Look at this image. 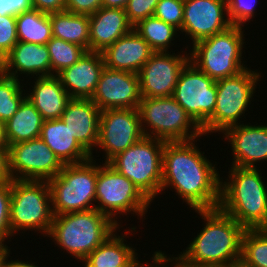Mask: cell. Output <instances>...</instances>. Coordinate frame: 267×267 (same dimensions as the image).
<instances>
[{"mask_svg":"<svg viewBox=\"0 0 267 267\" xmlns=\"http://www.w3.org/2000/svg\"><path fill=\"white\" fill-rule=\"evenodd\" d=\"M198 140L165 142L160 194L174 189L191 210L215 209L220 203L221 177L217 162L212 163L197 147Z\"/></svg>","mask_w":267,"mask_h":267,"instance_id":"obj_1","label":"cell"},{"mask_svg":"<svg viewBox=\"0 0 267 267\" xmlns=\"http://www.w3.org/2000/svg\"><path fill=\"white\" fill-rule=\"evenodd\" d=\"M194 211L204 220L203 228L175 258L183 265L193 266L231 267L239 264L246 229L219 207Z\"/></svg>","mask_w":267,"mask_h":267,"instance_id":"obj_2","label":"cell"},{"mask_svg":"<svg viewBox=\"0 0 267 267\" xmlns=\"http://www.w3.org/2000/svg\"><path fill=\"white\" fill-rule=\"evenodd\" d=\"M260 167H228L221 177L219 208L245 229H267V182Z\"/></svg>","mask_w":267,"mask_h":267,"instance_id":"obj_3","label":"cell"},{"mask_svg":"<svg viewBox=\"0 0 267 267\" xmlns=\"http://www.w3.org/2000/svg\"><path fill=\"white\" fill-rule=\"evenodd\" d=\"M119 227L106 214L93 208L54 215L47 236L63 252L81 262Z\"/></svg>","mask_w":267,"mask_h":267,"instance_id":"obj_4","label":"cell"},{"mask_svg":"<svg viewBox=\"0 0 267 267\" xmlns=\"http://www.w3.org/2000/svg\"><path fill=\"white\" fill-rule=\"evenodd\" d=\"M243 29L231 25L223 32L194 43L189 49V61L215 81L238 75L248 68L243 61L246 44Z\"/></svg>","mask_w":267,"mask_h":267,"instance_id":"obj_5","label":"cell"},{"mask_svg":"<svg viewBox=\"0 0 267 267\" xmlns=\"http://www.w3.org/2000/svg\"><path fill=\"white\" fill-rule=\"evenodd\" d=\"M261 75L257 69L248 67L238 75L216 81V105L213 115L201 127L204 135L222 134L227 128L243 122L240 119H244L245 112L250 109Z\"/></svg>","mask_w":267,"mask_h":267,"instance_id":"obj_6","label":"cell"},{"mask_svg":"<svg viewBox=\"0 0 267 267\" xmlns=\"http://www.w3.org/2000/svg\"><path fill=\"white\" fill-rule=\"evenodd\" d=\"M164 145L163 140L143 136L107 163L132 181L152 203L161 190Z\"/></svg>","mask_w":267,"mask_h":267,"instance_id":"obj_7","label":"cell"},{"mask_svg":"<svg viewBox=\"0 0 267 267\" xmlns=\"http://www.w3.org/2000/svg\"><path fill=\"white\" fill-rule=\"evenodd\" d=\"M51 191L47 180H11L12 235L34 231L47 237L53 222ZM18 232V233H17Z\"/></svg>","mask_w":267,"mask_h":267,"instance_id":"obj_8","label":"cell"},{"mask_svg":"<svg viewBox=\"0 0 267 267\" xmlns=\"http://www.w3.org/2000/svg\"><path fill=\"white\" fill-rule=\"evenodd\" d=\"M137 110L144 136L165 142L189 141L204 136L202 128L172 96L142 98Z\"/></svg>","mask_w":267,"mask_h":267,"instance_id":"obj_9","label":"cell"},{"mask_svg":"<svg viewBox=\"0 0 267 267\" xmlns=\"http://www.w3.org/2000/svg\"><path fill=\"white\" fill-rule=\"evenodd\" d=\"M96 158L78 164H64L59 174L48 180L53 215L95 208ZM94 204V205H93Z\"/></svg>","mask_w":267,"mask_h":267,"instance_id":"obj_10","label":"cell"},{"mask_svg":"<svg viewBox=\"0 0 267 267\" xmlns=\"http://www.w3.org/2000/svg\"><path fill=\"white\" fill-rule=\"evenodd\" d=\"M97 164V183L95 190V209L106 214L121 226L120 215L136 214L144 219L151 202L140 190L107 162ZM119 214V215H118ZM118 215V216H117ZM144 216V217H143ZM118 219V221H117ZM119 222V223H118Z\"/></svg>","mask_w":267,"mask_h":267,"instance_id":"obj_11","label":"cell"},{"mask_svg":"<svg viewBox=\"0 0 267 267\" xmlns=\"http://www.w3.org/2000/svg\"><path fill=\"white\" fill-rule=\"evenodd\" d=\"M216 96V81L189 61L179 74L175 101L202 127L214 113Z\"/></svg>","mask_w":267,"mask_h":267,"instance_id":"obj_12","label":"cell"},{"mask_svg":"<svg viewBox=\"0 0 267 267\" xmlns=\"http://www.w3.org/2000/svg\"><path fill=\"white\" fill-rule=\"evenodd\" d=\"M9 171L13 180H50L64 164L40 138L9 147Z\"/></svg>","mask_w":267,"mask_h":267,"instance_id":"obj_13","label":"cell"},{"mask_svg":"<svg viewBox=\"0 0 267 267\" xmlns=\"http://www.w3.org/2000/svg\"><path fill=\"white\" fill-rule=\"evenodd\" d=\"M137 109L101 111L97 149L103 151L104 162L125 151L143 137Z\"/></svg>","mask_w":267,"mask_h":267,"instance_id":"obj_14","label":"cell"},{"mask_svg":"<svg viewBox=\"0 0 267 267\" xmlns=\"http://www.w3.org/2000/svg\"><path fill=\"white\" fill-rule=\"evenodd\" d=\"M177 53L175 54V51L154 52L145 62L138 72L142 98L171 97L173 95L179 74L189 62L187 51L182 50Z\"/></svg>","mask_w":267,"mask_h":267,"instance_id":"obj_15","label":"cell"},{"mask_svg":"<svg viewBox=\"0 0 267 267\" xmlns=\"http://www.w3.org/2000/svg\"><path fill=\"white\" fill-rule=\"evenodd\" d=\"M226 0H184L180 35L191 39V45L223 32L231 26Z\"/></svg>","mask_w":267,"mask_h":267,"instance_id":"obj_16","label":"cell"},{"mask_svg":"<svg viewBox=\"0 0 267 267\" xmlns=\"http://www.w3.org/2000/svg\"><path fill=\"white\" fill-rule=\"evenodd\" d=\"M141 99L138 74L106 67L91 98L101 111L137 109Z\"/></svg>","mask_w":267,"mask_h":267,"instance_id":"obj_17","label":"cell"},{"mask_svg":"<svg viewBox=\"0 0 267 267\" xmlns=\"http://www.w3.org/2000/svg\"><path fill=\"white\" fill-rule=\"evenodd\" d=\"M222 134L223 139L231 146V166L257 168V165L266 163L267 124L253 125L243 122L227 128ZM260 162L261 164H258Z\"/></svg>","mask_w":267,"mask_h":267,"instance_id":"obj_18","label":"cell"},{"mask_svg":"<svg viewBox=\"0 0 267 267\" xmlns=\"http://www.w3.org/2000/svg\"><path fill=\"white\" fill-rule=\"evenodd\" d=\"M0 71L6 76L22 81L27 80L25 78L29 81L35 77H50V54L46 44L18 41L1 61ZM21 76L26 77L22 79Z\"/></svg>","mask_w":267,"mask_h":267,"instance_id":"obj_19","label":"cell"},{"mask_svg":"<svg viewBox=\"0 0 267 267\" xmlns=\"http://www.w3.org/2000/svg\"><path fill=\"white\" fill-rule=\"evenodd\" d=\"M100 114L101 110L91 99L71 98L60 118L91 158L98 143Z\"/></svg>","mask_w":267,"mask_h":267,"instance_id":"obj_20","label":"cell"},{"mask_svg":"<svg viewBox=\"0 0 267 267\" xmlns=\"http://www.w3.org/2000/svg\"><path fill=\"white\" fill-rule=\"evenodd\" d=\"M104 67L101 52L86 51L75 64L61 71L57 77L70 98L91 99Z\"/></svg>","mask_w":267,"mask_h":267,"instance_id":"obj_21","label":"cell"},{"mask_svg":"<svg viewBox=\"0 0 267 267\" xmlns=\"http://www.w3.org/2000/svg\"><path fill=\"white\" fill-rule=\"evenodd\" d=\"M154 52L133 28L105 48L101 54L106 68L138 74Z\"/></svg>","mask_w":267,"mask_h":267,"instance_id":"obj_22","label":"cell"},{"mask_svg":"<svg viewBox=\"0 0 267 267\" xmlns=\"http://www.w3.org/2000/svg\"><path fill=\"white\" fill-rule=\"evenodd\" d=\"M120 228L112 233L80 263L84 267H138L142 261H139L137 257V249L133 248L132 244H127L126 241L127 235L133 234L134 231L137 232V226L128 227L130 228L128 231L125 229L124 233L119 235L117 231L120 232Z\"/></svg>","mask_w":267,"mask_h":267,"instance_id":"obj_23","label":"cell"},{"mask_svg":"<svg viewBox=\"0 0 267 267\" xmlns=\"http://www.w3.org/2000/svg\"><path fill=\"white\" fill-rule=\"evenodd\" d=\"M89 17L90 51L102 52L133 29L125 9L101 7Z\"/></svg>","mask_w":267,"mask_h":267,"instance_id":"obj_24","label":"cell"},{"mask_svg":"<svg viewBox=\"0 0 267 267\" xmlns=\"http://www.w3.org/2000/svg\"><path fill=\"white\" fill-rule=\"evenodd\" d=\"M31 81L29 91H25L30 101L41 114L44 121L60 119L68 101L71 99L57 76L38 77ZM33 85V86H32Z\"/></svg>","mask_w":267,"mask_h":267,"instance_id":"obj_25","label":"cell"},{"mask_svg":"<svg viewBox=\"0 0 267 267\" xmlns=\"http://www.w3.org/2000/svg\"><path fill=\"white\" fill-rule=\"evenodd\" d=\"M39 137L63 164H78L91 159L61 119L44 121Z\"/></svg>","mask_w":267,"mask_h":267,"instance_id":"obj_26","label":"cell"},{"mask_svg":"<svg viewBox=\"0 0 267 267\" xmlns=\"http://www.w3.org/2000/svg\"><path fill=\"white\" fill-rule=\"evenodd\" d=\"M43 122L41 114L25 98L19 105L17 112L5 122L8 147L12 144L38 138Z\"/></svg>","mask_w":267,"mask_h":267,"instance_id":"obj_27","label":"cell"},{"mask_svg":"<svg viewBox=\"0 0 267 267\" xmlns=\"http://www.w3.org/2000/svg\"><path fill=\"white\" fill-rule=\"evenodd\" d=\"M52 36L69 43H74L90 51L89 26L90 17L68 11L50 13Z\"/></svg>","mask_w":267,"mask_h":267,"instance_id":"obj_28","label":"cell"},{"mask_svg":"<svg viewBox=\"0 0 267 267\" xmlns=\"http://www.w3.org/2000/svg\"><path fill=\"white\" fill-rule=\"evenodd\" d=\"M18 41L46 44L52 36L49 14L31 9L16 15Z\"/></svg>","mask_w":267,"mask_h":267,"instance_id":"obj_29","label":"cell"},{"mask_svg":"<svg viewBox=\"0 0 267 267\" xmlns=\"http://www.w3.org/2000/svg\"><path fill=\"white\" fill-rule=\"evenodd\" d=\"M133 28L155 52H168L174 40L180 36L177 35V28L154 15L141 20Z\"/></svg>","mask_w":267,"mask_h":267,"instance_id":"obj_30","label":"cell"},{"mask_svg":"<svg viewBox=\"0 0 267 267\" xmlns=\"http://www.w3.org/2000/svg\"><path fill=\"white\" fill-rule=\"evenodd\" d=\"M240 264L243 267H267V229L244 231Z\"/></svg>","mask_w":267,"mask_h":267,"instance_id":"obj_31","label":"cell"},{"mask_svg":"<svg viewBox=\"0 0 267 267\" xmlns=\"http://www.w3.org/2000/svg\"><path fill=\"white\" fill-rule=\"evenodd\" d=\"M50 54L51 76H57L61 71L75 64L86 50L74 43L52 37L47 43Z\"/></svg>","mask_w":267,"mask_h":267,"instance_id":"obj_32","label":"cell"},{"mask_svg":"<svg viewBox=\"0 0 267 267\" xmlns=\"http://www.w3.org/2000/svg\"><path fill=\"white\" fill-rule=\"evenodd\" d=\"M22 80L4 75L0 71V120L6 122L26 98V84Z\"/></svg>","mask_w":267,"mask_h":267,"instance_id":"obj_33","label":"cell"},{"mask_svg":"<svg viewBox=\"0 0 267 267\" xmlns=\"http://www.w3.org/2000/svg\"><path fill=\"white\" fill-rule=\"evenodd\" d=\"M183 11L184 0H159L154 16L180 31L183 24Z\"/></svg>","mask_w":267,"mask_h":267,"instance_id":"obj_34","label":"cell"},{"mask_svg":"<svg viewBox=\"0 0 267 267\" xmlns=\"http://www.w3.org/2000/svg\"><path fill=\"white\" fill-rule=\"evenodd\" d=\"M228 18L232 25L246 26L256 15L257 0H226ZM251 19V20H250Z\"/></svg>","mask_w":267,"mask_h":267,"instance_id":"obj_35","label":"cell"},{"mask_svg":"<svg viewBox=\"0 0 267 267\" xmlns=\"http://www.w3.org/2000/svg\"><path fill=\"white\" fill-rule=\"evenodd\" d=\"M11 181L0 183V240L9 245L13 237L10 226Z\"/></svg>","mask_w":267,"mask_h":267,"instance_id":"obj_36","label":"cell"},{"mask_svg":"<svg viewBox=\"0 0 267 267\" xmlns=\"http://www.w3.org/2000/svg\"><path fill=\"white\" fill-rule=\"evenodd\" d=\"M17 42L16 16L0 15V63Z\"/></svg>","mask_w":267,"mask_h":267,"instance_id":"obj_37","label":"cell"},{"mask_svg":"<svg viewBox=\"0 0 267 267\" xmlns=\"http://www.w3.org/2000/svg\"><path fill=\"white\" fill-rule=\"evenodd\" d=\"M159 0H129L125 12L129 23L134 27L141 20L153 16Z\"/></svg>","mask_w":267,"mask_h":267,"instance_id":"obj_38","label":"cell"},{"mask_svg":"<svg viewBox=\"0 0 267 267\" xmlns=\"http://www.w3.org/2000/svg\"><path fill=\"white\" fill-rule=\"evenodd\" d=\"M102 7V0H67L65 11L91 15Z\"/></svg>","mask_w":267,"mask_h":267,"instance_id":"obj_39","label":"cell"},{"mask_svg":"<svg viewBox=\"0 0 267 267\" xmlns=\"http://www.w3.org/2000/svg\"><path fill=\"white\" fill-rule=\"evenodd\" d=\"M33 9L31 0H0V15L16 16Z\"/></svg>","mask_w":267,"mask_h":267,"instance_id":"obj_40","label":"cell"},{"mask_svg":"<svg viewBox=\"0 0 267 267\" xmlns=\"http://www.w3.org/2000/svg\"><path fill=\"white\" fill-rule=\"evenodd\" d=\"M33 9L43 13H56L65 11L67 0H31Z\"/></svg>","mask_w":267,"mask_h":267,"instance_id":"obj_41","label":"cell"},{"mask_svg":"<svg viewBox=\"0 0 267 267\" xmlns=\"http://www.w3.org/2000/svg\"><path fill=\"white\" fill-rule=\"evenodd\" d=\"M169 256L166 254V252L164 253V251L162 252L160 250H156L152 255L151 264H149L148 261H146L145 263L143 261V263H141L138 267H169V265L171 267H176L175 255L173 257L171 255Z\"/></svg>","mask_w":267,"mask_h":267,"instance_id":"obj_42","label":"cell"},{"mask_svg":"<svg viewBox=\"0 0 267 267\" xmlns=\"http://www.w3.org/2000/svg\"><path fill=\"white\" fill-rule=\"evenodd\" d=\"M12 177L9 171V148L0 146V183L11 181Z\"/></svg>","mask_w":267,"mask_h":267,"instance_id":"obj_43","label":"cell"},{"mask_svg":"<svg viewBox=\"0 0 267 267\" xmlns=\"http://www.w3.org/2000/svg\"><path fill=\"white\" fill-rule=\"evenodd\" d=\"M11 256L9 255L6 260L3 263L2 267H39L37 266V262H32V260L30 261H22V260H8Z\"/></svg>","mask_w":267,"mask_h":267,"instance_id":"obj_44","label":"cell"},{"mask_svg":"<svg viewBox=\"0 0 267 267\" xmlns=\"http://www.w3.org/2000/svg\"><path fill=\"white\" fill-rule=\"evenodd\" d=\"M128 1L129 0H102V7L125 9Z\"/></svg>","mask_w":267,"mask_h":267,"instance_id":"obj_45","label":"cell"},{"mask_svg":"<svg viewBox=\"0 0 267 267\" xmlns=\"http://www.w3.org/2000/svg\"><path fill=\"white\" fill-rule=\"evenodd\" d=\"M6 241L0 240V267L3 266L4 261L10 255L11 248L7 246Z\"/></svg>","mask_w":267,"mask_h":267,"instance_id":"obj_46","label":"cell"},{"mask_svg":"<svg viewBox=\"0 0 267 267\" xmlns=\"http://www.w3.org/2000/svg\"><path fill=\"white\" fill-rule=\"evenodd\" d=\"M0 146H8L5 134V122L0 120Z\"/></svg>","mask_w":267,"mask_h":267,"instance_id":"obj_47","label":"cell"},{"mask_svg":"<svg viewBox=\"0 0 267 267\" xmlns=\"http://www.w3.org/2000/svg\"><path fill=\"white\" fill-rule=\"evenodd\" d=\"M176 267H207V266L183 265L176 259Z\"/></svg>","mask_w":267,"mask_h":267,"instance_id":"obj_48","label":"cell"},{"mask_svg":"<svg viewBox=\"0 0 267 267\" xmlns=\"http://www.w3.org/2000/svg\"><path fill=\"white\" fill-rule=\"evenodd\" d=\"M231 267H243V266L239 263V264L233 265Z\"/></svg>","mask_w":267,"mask_h":267,"instance_id":"obj_49","label":"cell"}]
</instances>
